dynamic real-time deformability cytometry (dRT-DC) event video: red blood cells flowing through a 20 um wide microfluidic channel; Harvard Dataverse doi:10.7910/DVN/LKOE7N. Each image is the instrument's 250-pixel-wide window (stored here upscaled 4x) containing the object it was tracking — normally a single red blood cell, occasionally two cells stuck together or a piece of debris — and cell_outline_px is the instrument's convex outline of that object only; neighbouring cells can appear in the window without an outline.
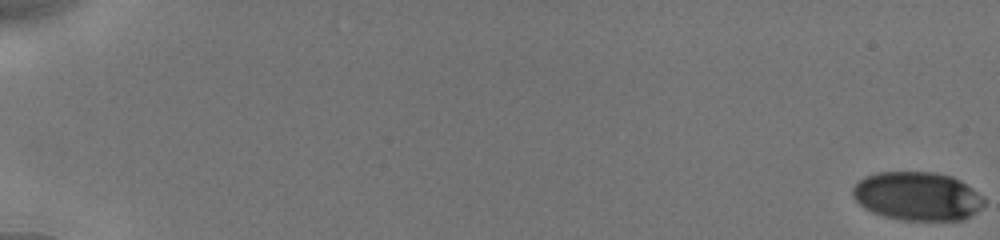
{"species": "human", "species_latin": "Homo sapiens", "temperature_condition": "cold", "stored_images_in_passage": 20, "camera_frame_rate_fps": 3000, "um_per_image_px": 0.085, "donor": {"sex": "male"}, "frame": {"image": 1, "passage_image": 1, "time_ms": 0.0, "image_size_px": [1000, 240], "cell_outline_px": [[984, 204], [976, 212], [964, 220], [900, 220], [884, 216], [872, 212], [864, 208], [852, 196], [852, 188], [864, 176], [876, 172], [932, 172], [952, 176], [960, 180], [980, 196], [984, 200]], "centroid_in_image_um": [77.93, 16.68], "position_along_channel_um": 7.1, "area_um2": 37.11}}
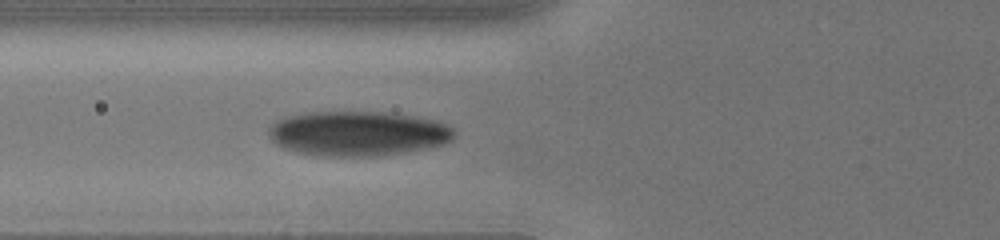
{"frame": {"image": 2, "passage_image": 15, "time_ms": 7.667, "image_size_px": [1000, 240], "cell_outline_px": [[456, 132], [452, 140], [428, 148], [404, 152], [376, 156], [316, 156], [296, 152], [280, 148], [268, 136], [268, 128], [276, 120], [284, 116], [308, 112], [384, 112], [416, 116], [432, 120], [444, 124], [452, 128]], "centroid_in_image_um": [30.34, 11.35], "position_along_channel_um": 95.5, "area_um2": 48.73}}
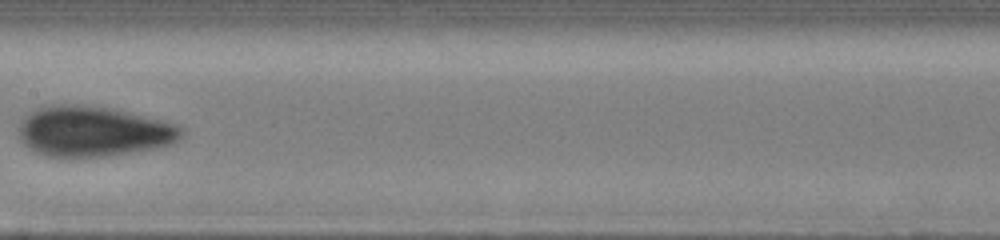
{"frame": {"image": 3, "passage_image": 20, "time_ms": 10.333, "image_size_px": [1000, 240], "cell_outline_px": [[184, 136], [180, 140], [172, 144], [156, 148], [108, 156], [48, 156], [36, 152], [24, 144], [20, 140], [16, 132], [24, 116], [40, 108], [60, 104], [72, 104], [108, 108], [160, 120], [176, 124], [184, 128]], "centroid_in_image_um": [7.94, 11.18], "position_along_channel_um": 199.5, "area_um2": 47.4}}